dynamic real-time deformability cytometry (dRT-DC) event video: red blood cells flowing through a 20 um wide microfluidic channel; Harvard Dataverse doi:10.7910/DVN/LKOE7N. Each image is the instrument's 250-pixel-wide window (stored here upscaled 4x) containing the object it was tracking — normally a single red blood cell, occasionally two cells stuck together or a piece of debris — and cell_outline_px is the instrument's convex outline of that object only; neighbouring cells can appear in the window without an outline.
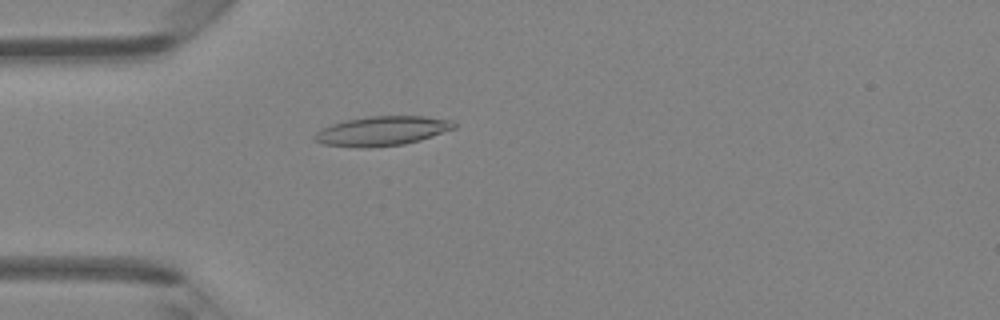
{"species": "Egyptian fruit bat (a non-hibernating species)", "species_latin": "Rousettus aegyptiacus", "temperature_condition": "room temperature", "stored_images_in_passage": 48, "camera_frame_rate_fps": 3000, "um_per_image_px": 0.085, "animal": {"sex": "female"}, "frame": {"image": 1, "passage_image": 14, "time_ms": 4.333, "image_size_px": [1000, 320], "cell_outline_px": [[456, 128], [420, 140], [404, 144], [368, 148], [360, 148], [324, 144], [316, 140], [312, 136], [316, 132], [332, 124], [348, 120], [368, 116], [424, 116], [452, 120], [456, 124]], "centroid_in_image_um": [32.5, 11.13], "position_along_channel_um": 52.5, "area_um2": 23.81}}
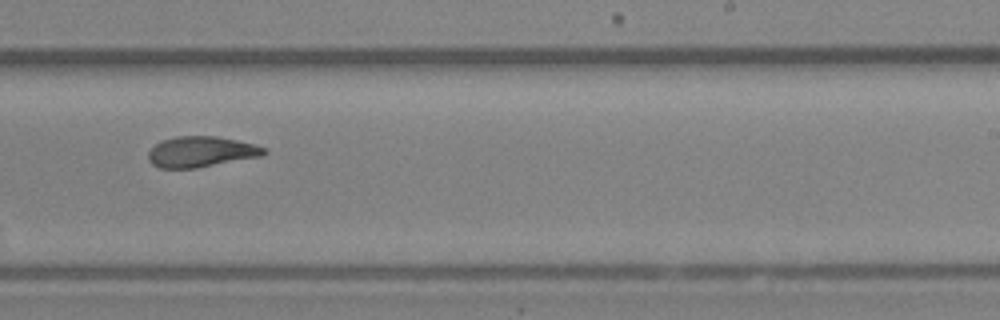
{"frame": {"image": 2, "passage_image": 30, "time_ms": 9.667, "image_size_px": [1000, 320], "cell_outline_px": [[268, 152], [260, 156], [196, 168], [160, 168], [152, 164], [148, 160], [148, 152], [156, 144], [164, 140], [176, 136], [216, 136], [256, 144], [264, 148]], "centroid_in_image_um": [17.08, 12.9], "position_along_channel_um": 271.9, "area_um2": 20.52}}
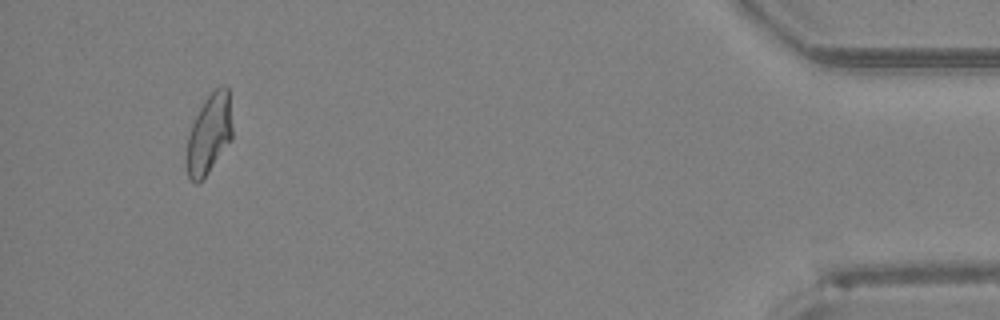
{"frame": {"image": 3, "passage_image": 45, "time_ms": 14.667, "image_size_px": [1000, 320], "cell_outline_px": [[232, 140], [208, 172], [196, 184], [188, 176], [184, 160], [188, 136], [192, 124], [204, 100], [220, 84], [224, 84], [228, 88], [232, 128]], "centroid_in_image_um": [17.76, 11.39], "position_along_channel_um": 417.4, "area_um2": 21.33}, "authors_computed_cell_mechanics": {"area_um2": 21.8195, "velocity_mm_per_s": 4.291, "shape_relaxation_time_tau1_ms": null, "shape_relaxation_time_tau2_ms": 2.3617, "deformation_change_tau1": null, "deformation_change_tau2": 0.0833}}